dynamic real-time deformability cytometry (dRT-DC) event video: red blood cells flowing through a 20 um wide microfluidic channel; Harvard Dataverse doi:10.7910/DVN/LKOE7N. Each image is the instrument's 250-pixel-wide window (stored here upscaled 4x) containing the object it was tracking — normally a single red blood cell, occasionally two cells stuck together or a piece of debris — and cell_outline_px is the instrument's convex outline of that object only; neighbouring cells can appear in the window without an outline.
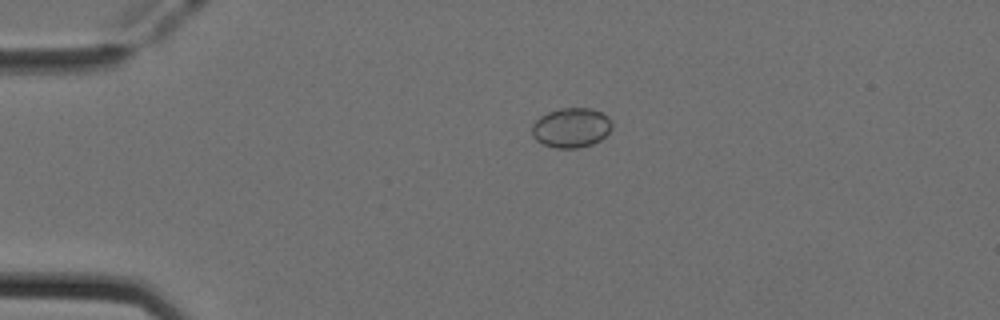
{"species": "Egyptian fruit bat (a non-hibernating species)", "species_latin": "Rousettus aegyptiacus", "temperature_condition": "cold", "stored_images_in_passage": 44, "camera_frame_rate_fps": 3000, "um_per_image_px": 0.085, "animal": {"sex": "female"}, "frame": {"image": 1, "passage_image": 4, "time_ms": 1.0, "image_size_px": [1000, 320], "cell_outline_px": [[612, 128], [600, 140], [592, 144], [576, 148], [556, 148], [544, 144], [536, 140], [532, 136], [532, 124], [540, 116], [548, 112], [560, 108], [592, 108], [608, 116], [612, 120]], "centroid_in_image_um": [48.55, 10.84], "position_along_channel_um": 36.4, "area_um2": 18.55}}
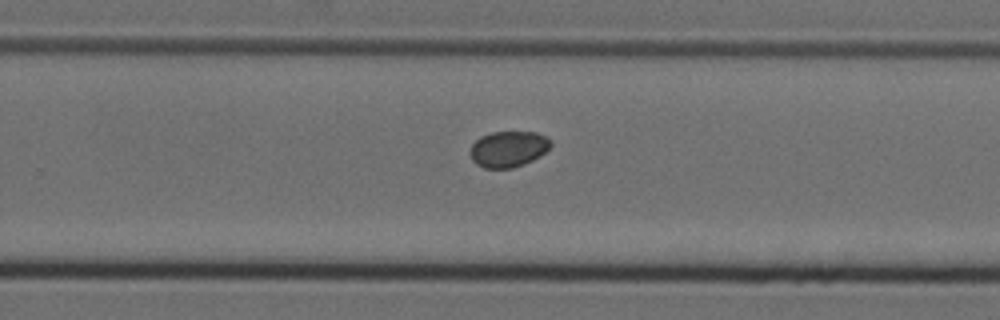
{"frame": {"image": 2, "passage_image": 26, "time_ms": 8.333, "image_size_px": [1000, 320], "cell_outline_px": [[552, 144], [540, 156], [524, 164], [512, 168], [484, 168], [476, 164], [472, 160], [468, 152], [472, 144], [480, 136], [492, 132], [536, 132], [552, 140]], "centroid_in_image_um": [43.18, 12.67], "position_along_channel_um": 286.6, "area_um2": 16.99}}
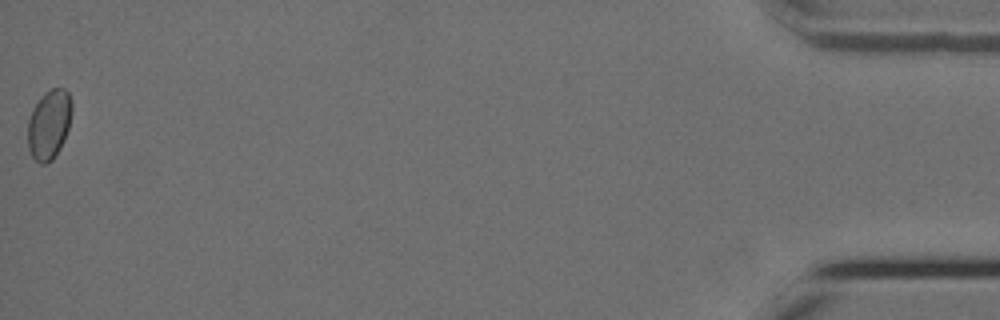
{"frame": {"image": 3, "passage_image": 44, "time_ms": 14.333, "image_size_px": [1000, 320], "cell_outline_px": [[72, 112], [68, 128], [64, 140], [60, 148], [52, 160], [44, 164], [40, 164], [32, 156], [28, 148], [28, 120], [32, 108], [40, 96], [44, 92], [52, 88], [64, 88], [68, 92], [72, 104]], "centroid_in_image_um": [4.16, 10.55], "position_along_channel_um": 431.0, "area_um2": 17.98}}